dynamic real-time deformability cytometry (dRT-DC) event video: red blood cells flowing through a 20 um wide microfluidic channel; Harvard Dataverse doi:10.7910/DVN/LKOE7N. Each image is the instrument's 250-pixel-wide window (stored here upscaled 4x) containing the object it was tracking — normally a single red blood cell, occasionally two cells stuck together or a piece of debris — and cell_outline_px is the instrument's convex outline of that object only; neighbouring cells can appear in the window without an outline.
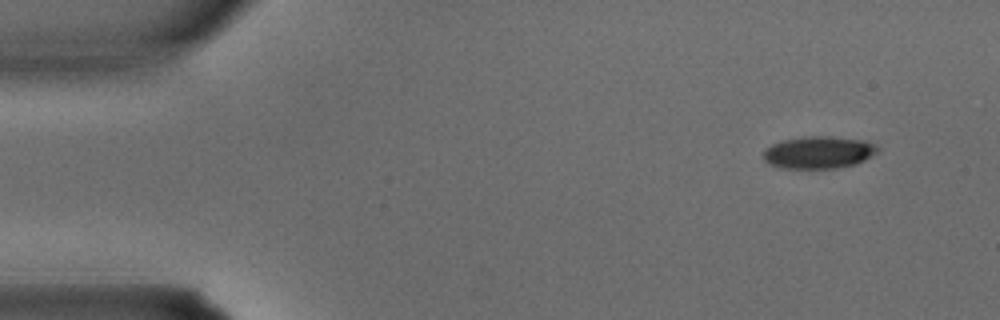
{"species": "common noctule bat (a hibernating species)", "species_latin": "Nyctalus noctula", "temperature_condition": "warm", "stored_images_in_passage": 3, "camera_frame_rate_fps": 3000, "um_per_image_px": 0.085, "animal": {"sex": "male", "body_mass_g": 15.6}, "frame": {"image": 1, "passage_image": 1, "time_ms": 0.0, "image_size_px": [1000, 320], "cell_outline_px": [[876, 152], [864, 160], [852, 164], [836, 168], [784, 168], [768, 164], [764, 160], [764, 152], [772, 144], [784, 140], [808, 136], [832, 136], [860, 140], [876, 144]], "centroid_in_image_um": [69.55, 12.95], "position_along_channel_um": 15.4, "area_um2": 21.04}}
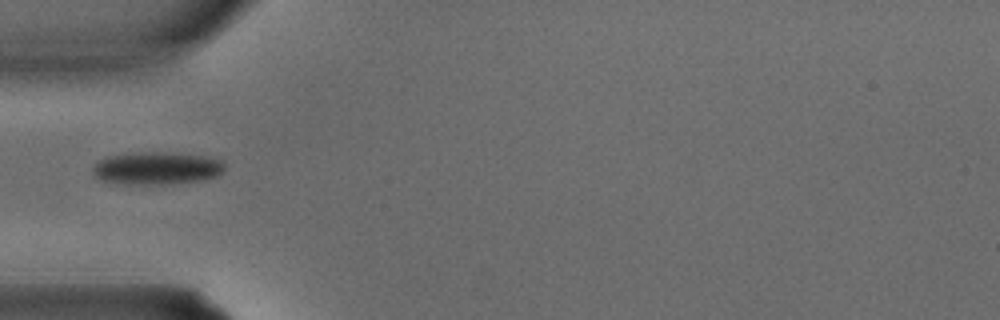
{"frame": {"image": 2, "passage_image": 3, "time_ms": 0.667, "image_size_px": [1000, 320], "cell_outline_px": [[224, 168], [216, 176], [196, 180], [172, 184], [124, 184], [100, 180], [92, 172], [92, 168], [100, 160], [108, 156], [144, 152], [172, 152], [204, 156], [224, 160]], "centroid_in_image_um": [13.31, 14.29], "position_along_channel_um": 71.7, "area_um2": 24.91}}